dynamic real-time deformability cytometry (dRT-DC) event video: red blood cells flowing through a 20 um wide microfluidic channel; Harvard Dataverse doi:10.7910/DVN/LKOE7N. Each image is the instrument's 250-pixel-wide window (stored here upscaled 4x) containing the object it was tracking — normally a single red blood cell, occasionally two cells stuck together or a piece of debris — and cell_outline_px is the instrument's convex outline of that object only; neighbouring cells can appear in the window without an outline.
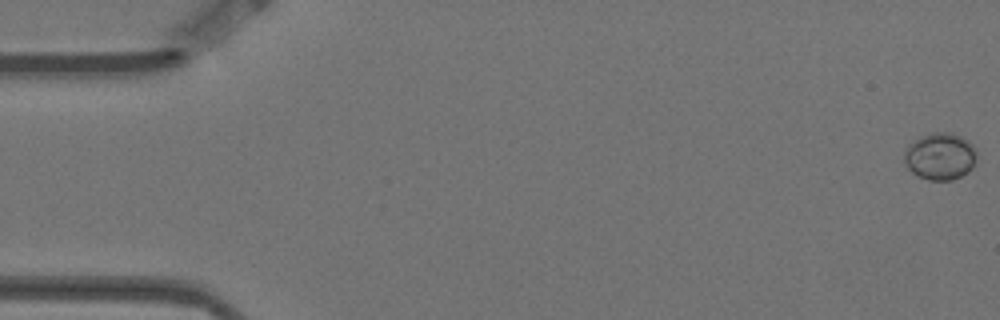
{"species": "Egyptian fruit bat (a non-hibernating species)", "species_latin": "Rousettus aegyptiacus", "temperature_condition": "warm", "stored_images_in_passage": 4, "camera_frame_rate_fps": 3000, "um_per_image_px": 0.085, "animal": {"sex": "female"}, "frame": {"image": 1, "passage_image": 1, "time_ms": 0.0, "image_size_px": [1000, 320], "cell_outline_px": [[976, 156], [972, 168], [968, 172], [952, 180], [928, 180], [916, 176], [904, 164], [904, 152], [908, 144], [912, 140], [920, 136], [936, 132], [952, 132], [968, 140], [976, 148]], "centroid_in_image_um": [79.89, 13.28], "position_along_channel_um": 5.1, "area_um2": 20.17}}